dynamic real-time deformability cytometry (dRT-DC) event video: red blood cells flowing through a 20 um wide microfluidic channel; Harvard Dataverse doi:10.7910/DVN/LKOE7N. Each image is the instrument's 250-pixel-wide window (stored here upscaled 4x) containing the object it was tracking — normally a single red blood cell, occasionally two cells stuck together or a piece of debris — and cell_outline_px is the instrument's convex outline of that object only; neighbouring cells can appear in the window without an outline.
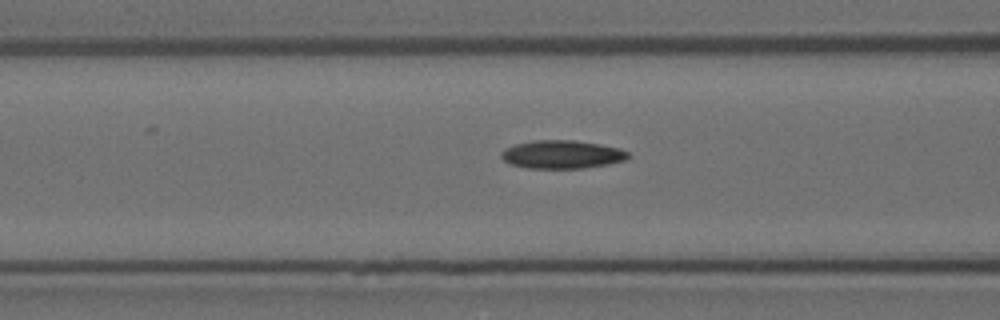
{"species": "Egyptian fruit bat (a non-hibernating species)", "species_latin": "Rousettus aegyptiacus", "temperature_condition": "room temperature", "stored_images_in_passage": 13, "camera_frame_rate_fps": 3000, "um_per_image_px": 0.085, "animal": {"sex": "female"}, "frame": {"image": 1, "passage_image": 11, "time_ms": 3.333, "image_size_px": [1000, 320], "cell_outline_px": [[628, 156], [624, 160], [608, 164], [584, 168], [528, 168], [512, 164], [504, 160], [500, 156], [500, 152], [504, 148], [516, 144], [532, 140], [572, 140], [600, 144], [620, 148], [628, 152]], "centroid_in_image_um": [47.74, 13.12], "position_along_channel_um": 118.9, "area_um2": 20.81}}